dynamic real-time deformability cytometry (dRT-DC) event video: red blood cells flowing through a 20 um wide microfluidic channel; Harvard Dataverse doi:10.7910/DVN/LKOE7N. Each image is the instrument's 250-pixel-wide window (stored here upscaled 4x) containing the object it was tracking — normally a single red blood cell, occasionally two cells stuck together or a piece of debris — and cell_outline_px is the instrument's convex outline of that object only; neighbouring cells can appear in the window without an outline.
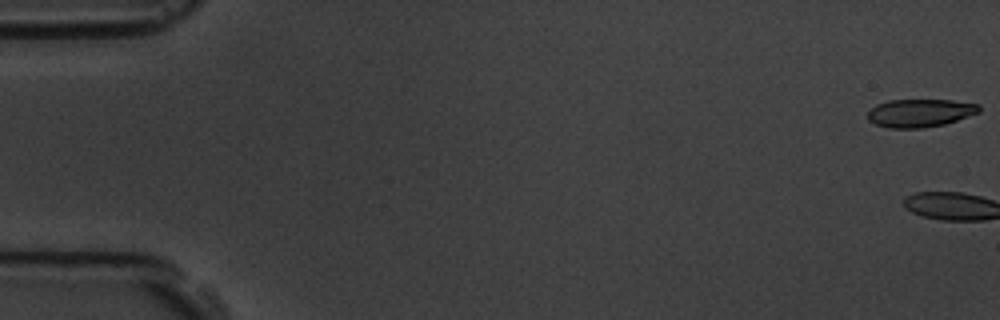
{"species": "common noctule bat (a hibernating species)", "species_latin": "Nyctalus noctula", "temperature_condition": "room temperature", "stored_images_in_passage": 3, "camera_frame_rate_fps": 3000, "um_per_image_px": 0.085, "animal": {"sex": "male", "body_mass_g": 19.5, "forearm_length_mm": 54.6}, "frame": {"image": 1, "passage_image": 1, "time_ms": 0.0, "image_size_px": [1000, 320], "cell_outline_px": [[980, 112], [944, 124], [924, 128], [888, 128], [876, 124], [868, 120], [868, 112], [876, 104], [888, 100], [952, 100], [980, 104]], "centroid_in_image_um": [78.2, 9.6], "position_along_channel_um": 6.8, "area_um2": 18.21}}